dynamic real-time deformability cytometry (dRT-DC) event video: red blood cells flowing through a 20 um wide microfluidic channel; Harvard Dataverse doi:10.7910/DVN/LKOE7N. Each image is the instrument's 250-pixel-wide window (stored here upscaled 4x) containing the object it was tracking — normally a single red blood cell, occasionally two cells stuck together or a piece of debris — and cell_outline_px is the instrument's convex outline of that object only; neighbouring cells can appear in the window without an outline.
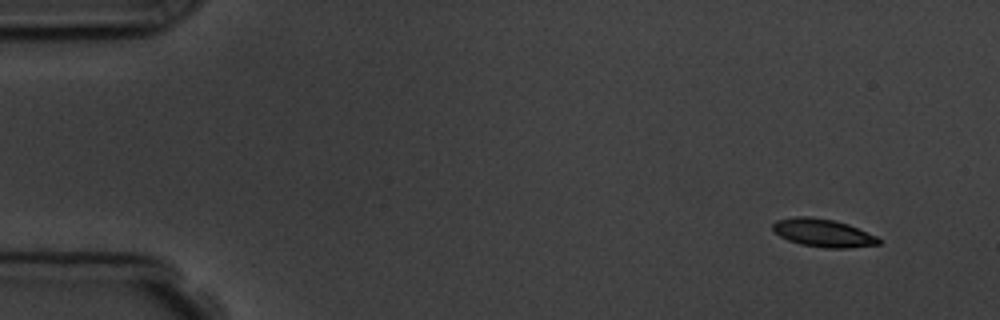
{"species": "common noctule bat (a hibernating species)", "species_latin": "Nyctalus noctula", "temperature_condition": "room temperature", "stored_images_in_passage": 4, "camera_frame_rate_fps": 3000, "um_per_image_px": 0.085, "animal": {"sex": "male", "body_mass_g": 19.5, "forearm_length_mm": 54.6}, "frame": {"image": 1, "passage_image": 1, "time_ms": 0.0, "image_size_px": [1000, 320], "cell_outline_px": [[880, 244], [848, 248], [824, 248], [800, 244], [788, 240], [780, 236], [772, 228], [772, 224], [776, 220], [792, 216], [808, 216], [832, 220], [848, 224], [876, 236], [880, 240]], "centroid_in_image_um": [69.93, 19.79], "position_along_channel_um": 15.1, "area_um2": 17.22}}
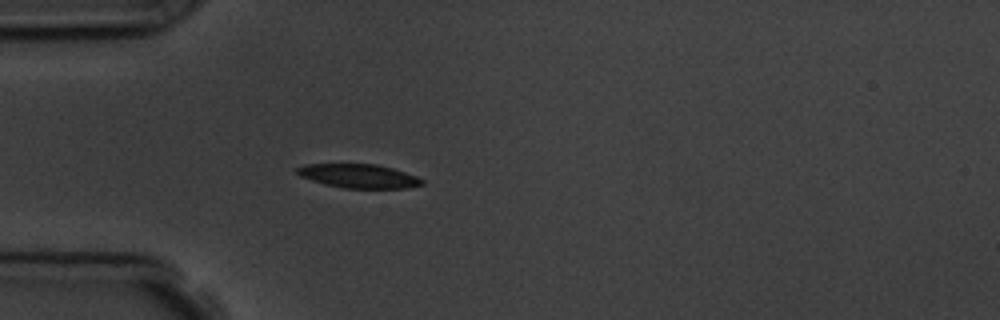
{"frame": {"image": 2, "passage_image": 4, "time_ms": 4.0, "image_size_px": [1000, 320], "cell_outline_px": [[424, 184], [408, 188], [344, 188], [324, 184], [300, 176], [296, 172], [296, 168], [304, 164], [376, 164], [392, 168], [416, 176], [424, 180]], "centroid_in_image_um": [30.49, 14.96], "position_along_channel_um": 54.5, "area_um2": 17.34}}